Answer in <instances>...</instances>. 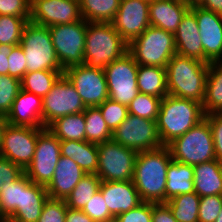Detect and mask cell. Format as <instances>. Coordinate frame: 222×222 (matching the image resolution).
Here are the masks:
<instances>
[{"instance_id": "1", "label": "cell", "mask_w": 222, "mask_h": 222, "mask_svg": "<svg viewBox=\"0 0 222 222\" xmlns=\"http://www.w3.org/2000/svg\"><path fill=\"white\" fill-rule=\"evenodd\" d=\"M171 161L167 146L138 152L132 182L142 202L166 203L167 169Z\"/></svg>"}, {"instance_id": "2", "label": "cell", "mask_w": 222, "mask_h": 222, "mask_svg": "<svg viewBox=\"0 0 222 222\" xmlns=\"http://www.w3.org/2000/svg\"><path fill=\"white\" fill-rule=\"evenodd\" d=\"M204 118L202 103L173 95L162 98L156 122L163 146L184 135Z\"/></svg>"}, {"instance_id": "3", "label": "cell", "mask_w": 222, "mask_h": 222, "mask_svg": "<svg viewBox=\"0 0 222 222\" xmlns=\"http://www.w3.org/2000/svg\"><path fill=\"white\" fill-rule=\"evenodd\" d=\"M208 63L175 54L166 65L168 95L203 103Z\"/></svg>"}, {"instance_id": "4", "label": "cell", "mask_w": 222, "mask_h": 222, "mask_svg": "<svg viewBox=\"0 0 222 222\" xmlns=\"http://www.w3.org/2000/svg\"><path fill=\"white\" fill-rule=\"evenodd\" d=\"M128 52V43L111 22H87L84 64L102 69Z\"/></svg>"}, {"instance_id": "5", "label": "cell", "mask_w": 222, "mask_h": 222, "mask_svg": "<svg viewBox=\"0 0 222 222\" xmlns=\"http://www.w3.org/2000/svg\"><path fill=\"white\" fill-rule=\"evenodd\" d=\"M167 147L172 160L187 165L193 166L216 159L213 134L206 118L174 139Z\"/></svg>"}, {"instance_id": "6", "label": "cell", "mask_w": 222, "mask_h": 222, "mask_svg": "<svg viewBox=\"0 0 222 222\" xmlns=\"http://www.w3.org/2000/svg\"><path fill=\"white\" fill-rule=\"evenodd\" d=\"M128 52L138 65L166 68L176 54L174 33L149 26L128 44Z\"/></svg>"}, {"instance_id": "7", "label": "cell", "mask_w": 222, "mask_h": 222, "mask_svg": "<svg viewBox=\"0 0 222 222\" xmlns=\"http://www.w3.org/2000/svg\"><path fill=\"white\" fill-rule=\"evenodd\" d=\"M20 45L26 59V73L39 70L64 71L57 58L49 28L28 22Z\"/></svg>"}, {"instance_id": "8", "label": "cell", "mask_w": 222, "mask_h": 222, "mask_svg": "<svg viewBox=\"0 0 222 222\" xmlns=\"http://www.w3.org/2000/svg\"><path fill=\"white\" fill-rule=\"evenodd\" d=\"M98 167L96 175L101 181L132 180L138 152L113 140L97 144Z\"/></svg>"}, {"instance_id": "9", "label": "cell", "mask_w": 222, "mask_h": 222, "mask_svg": "<svg viewBox=\"0 0 222 222\" xmlns=\"http://www.w3.org/2000/svg\"><path fill=\"white\" fill-rule=\"evenodd\" d=\"M48 28L61 67L65 70L70 66L84 64L87 22L82 19Z\"/></svg>"}, {"instance_id": "10", "label": "cell", "mask_w": 222, "mask_h": 222, "mask_svg": "<svg viewBox=\"0 0 222 222\" xmlns=\"http://www.w3.org/2000/svg\"><path fill=\"white\" fill-rule=\"evenodd\" d=\"M109 98L128 106L139 93L137 87L138 64L127 52L104 68Z\"/></svg>"}, {"instance_id": "11", "label": "cell", "mask_w": 222, "mask_h": 222, "mask_svg": "<svg viewBox=\"0 0 222 222\" xmlns=\"http://www.w3.org/2000/svg\"><path fill=\"white\" fill-rule=\"evenodd\" d=\"M112 140L137 152L163 147L157 122L132 114L114 130Z\"/></svg>"}, {"instance_id": "12", "label": "cell", "mask_w": 222, "mask_h": 222, "mask_svg": "<svg viewBox=\"0 0 222 222\" xmlns=\"http://www.w3.org/2000/svg\"><path fill=\"white\" fill-rule=\"evenodd\" d=\"M42 100V127H47L59 117L83 112L86 108L74 85L64 74Z\"/></svg>"}, {"instance_id": "13", "label": "cell", "mask_w": 222, "mask_h": 222, "mask_svg": "<svg viewBox=\"0 0 222 222\" xmlns=\"http://www.w3.org/2000/svg\"><path fill=\"white\" fill-rule=\"evenodd\" d=\"M60 156V140L46 127H38L35 153L24 172L31 181L46 187L53 177Z\"/></svg>"}, {"instance_id": "14", "label": "cell", "mask_w": 222, "mask_h": 222, "mask_svg": "<svg viewBox=\"0 0 222 222\" xmlns=\"http://www.w3.org/2000/svg\"><path fill=\"white\" fill-rule=\"evenodd\" d=\"M63 74L74 85L86 107L99 106L109 98L104 70L80 64L66 68Z\"/></svg>"}, {"instance_id": "15", "label": "cell", "mask_w": 222, "mask_h": 222, "mask_svg": "<svg viewBox=\"0 0 222 222\" xmlns=\"http://www.w3.org/2000/svg\"><path fill=\"white\" fill-rule=\"evenodd\" d=\"M38 139V128L7 124L3 132L0 156L23 171L31 164Z\"/></svg>"}, {"instance_id": "16", "label": "cell", "mask_w": 222, "mask_h": 222, "mask_svg": "<svg viewBox=\"0 0 222 222\" xmlns=\"http://www.w3.org/2000/svg\"><path fill=\"white\" fill-rule=\"evenodd\" d=\"M80 20L79 0H31L30 22L34 24L50 27Z\"/></svg>"}, {"instance_id": "17", "label": "cell", "mask_w": 222, "mask_h": 222, "mask_svg": "<svg viewBox=\"0 0 222 222\" xmlns=\"http://www.w3.org/2000/svg\"><path fill=\"white\" fill-rule=\"evenodd\" d=\"M111 24L129 44L149 26V2L145 0H121Z\"/></svg>"}, {"instance_id": "18", "label": "cell", "mask_w": 222, "mask_h": 222, "mask_svg": "<svg viewBox=\"0 0 222 222\" xmlns=\"http://www.w3.org/2000/svg\"><path fill=\"white\" fill-rule=\"evenodd\" d=\"M190 10L198 23L204 62L209 64L222 61V16L198 5H193Z\"/></svg>"}, {"instance_id": "19", "label": "cell", "mask_w": 222, "mask_h": 222, "mask_svg": "<svg viewBox=\"0 0 222 222\" xmlns=\"http://www.w3.org/2000/svg\"><path fill=\"white\" fill-rule=\"evenodd\" d=\"M99 190L106 201L110 214L114 218L142 203L132 180L120 182L101 181Z\"/></svg>"}, {"instance_id": "20", "label": "cell", "mask_w": 222, "mask_h": 222, "mask_svg": "<svg viewBox=\"0 0 222 222\" xmlns=\"http://www.w3.org/2000/svg\"><path fill=\"white\" fill-rule=\"evenodd\" d=\"M42 104L41 96L21 89L6 116L7 122L11 125L42 127Z\"/></svg>"}, {"instance_id": "21", "label": "cell", "mask_w": 222, "mask_h": 222, "mask_svg": "<svg viewBox=\"0 0 222 222\" xmlns=\"http://www.w3.org/2000/svg\"><path fill=\"white\" fill-rule=\"evenodd\" d=\"M86 173L70 158L60 156L50 183L46 186L49 198L66 200Z\"/></svg>"}, {"instance_id": "22", "label": "cell", "mask_w": 222, "mask_h": 222, "mask_svg": "<svg viewBox=\"0 0 222 222\" xmlns=\"http://www.w3.org/2000/svg\"><path fill=\"white\" fill-rule=\"evenodd\" d=\"M176 54L204 62V51L195 14L189 9L174 33Z\"/></svg>"}, {"instance_id": "23", "label": "cell", "mask_w": 222, "mask_h": 222, "mask_svg": "<svg viewBox=\"0 0 222 222\" xmlns=\"http://www.w3.org/2000/svg\"><path fill=\"white\" fill-rule=\"evenodd\" d=\"M189 9L188 5L173 0H152L149 2L150 26L175 33Z\"/></svg>"}, {"instance_id": "24", "label": "cell", "mask_w": 222, "mask_h": 222, "mask_svg": "<svg viewBox=\"0 0 222 222\" xmlns=\"http://www.w3.org/2000/svg\"><path fill=\"white\" fill-rule=\"evenodd\" d=\"M194 190L200 196L222 195V162L214 159L193 165Z\"/></svg>"}, {"instance_id": "25", "label": "cell", "mask_w": 222, "mask_h": 222, "mask_svg": "<svg viewBox=\"0 0 222 222\" xmlns=\"http://www.w3.org/2000/svg\"><path fill=\"white\" fill-rule=\"evenodd\" d=\"M48 198L46 187L31 181L22 191L21 206L11 216L22 222H37Z\"/></svg>"}, {"instance_id": "26", "label": "cell", "mask_w": 222, "mask_h": 222, "mask_svg": "<svg viewBox=\"0 0 222 222\" xmlns=\"http://www.w3.org/2000/svg\"><path fill=\"white\" fill-rule=\"evenodd\" d=\"M61 156L73 160L86 174H96L98 167L97 144L88 141H60Z\"/></svg>"}, {"instance_id": "27", "label": "cell", "mask_w": 222, "mask_h": 222, "mask_svg": "<svg viewBox=\"0 0 222 222\" xmlns=\"http://www.w3.org/2000/svg\"><path fill=\"white\" fill-rule=\"evenodd\" d=\"M191 192H195L193 166L172 160L167 169L166 202Z\"/></svg>"}, {"instance_id": "28", "label": "cell", "mask_w": 222, "mask_h": 222, "mask_svg": "<svg viewBox=\"0 0 222 222\" xmlns=\"http://www.w3.org/2000/svg\"><path fill=\"white\" fill-rule=\"evenodd\" d=\"M137 87L140 93L164 98L168 95L166 68L138 65Z\"/></svg>"}, {"instance_id": "29", "label": "cell", "mask_w": 222, "mask_h": 222, "mask_svg": "<svg viewBox=\"0 0 222 222\" xmlns=\"http://www.w3.org/2000/svg\"><path fill=\"white\" fill-rule=\"evenodd\" d=\"M202 107L205 115L222 113V61L208 64Z\"/></svg>"}, {"instance_id": "30", "label": "cell", "mask_w": 222, "mask_h": 222, "mask_svg": "<svg viewBox=\"0 0 222 222\" xmlns=\"http://www.w3.org/2000/svg\"><path fill=\"white\" fill-rule=\"evenodd\" d=\"M60 141L86 140L84 111L55 119L46 127Z\"/></svg>"}, {"instance_id": "31", "label": "cell", "mask_w": 222, "mask_h": 222, "mask_svg": "<svg viewBox=\"0 0 222 222\" xmlns=\"http://www.w3.org/2000/svg\"><path fill=\"white\" fill-rule=\"evenodd\" d=\"M121 0H79L82 19L86 22H111Z\"/></svg>"}, {"instance_id": "32", "label": "cell", "mask_w": 222, "mask_h": 222, "mask_svg": "<svg viewBox=\"0 0 222 222\" xmlns=\"http://www.w3.org/2000/svg\"><path fill=\"white\" fill-rule=\"evenodd\" d=\"M30 182L23 172L15 181L0 187V216H11L21 206L22 191Z\"/></svg>"}, {"instance_id": "33", "label": "cell", "mask_w": 222, "mask_h": 222, "mask_svg": "<svg viewBox=\"0 0 222 222\" xmlns=\"http://www.w3.org/2000/svg\"><path fill=\"white\" fill-rule=\"evenodd\" d=\"M63 73L54 70L27 72L21 79V89L43 98Z\"/></svg>"}, {"instance_id": "34", "label": "cell", "mask_w": 222, "mask_h": 222, "mask_svg": "<svg viewBox=\"0 0 222 222\" xmlns=\"http://www.w3.org/2000/svg\"><path fill=\"white\" fill-rule=\"evenodd\" d=\"M200 196L195 192L173 197L166 204L178 222H198Z\"/></svg>"}, {"instance_id": "35", "label": "cell", "mask_w": 222, "mask_h": 222, "mask_svg": "<svg viewBox=\"0 0 222 222\" xmlns=\"http://www.w3.org/2000/svg\"><path fill=\"white\" fill-rule=\"evenodd\" d=\"M86 141L100 144L112 140V132L107 127L98 106L86 107L84 111Z\"/></svg>"}, {"instance_id": "36", "label": "cell", "mask_w": 222, "mask_h": 222, "mask_svg": "<svg viewBox=\"0 0 222 222\" xmlns=\"http://www.w3.org/2000/svg\"><path fill=\"white\" fill-rule=\"evenodd\" d=\"M101 179L96 174H86L67 197L68 208L82 210L99 191Z\"/></svg>"}, {"instance_id": "37", "label": "cell", "mask_w": 222, "mask_h": 222, "mask_svg": "<svg viewBox=\"0 0 222 222\" xmlns=\"http://www.w3.org/2000/svg\"><path fill=\"white\" fill-rule=\"evenodd\" d=\"M161 100L162 98L139 92L127 106L128 112L129 114L137 115L141 118L156 121L160 110Z\"/></svg>"}, {"instance_id": "38", "label": "cell", "mask_w": 222, "mask_h": 222, "mask_svg": "<svg viewBox=\"0 0 222 222\" xmlns=\"http://www.w3.org/2000/svg\"><path fill=\"white\" fill-rule=\"evenodd\" d=\"M27 23L23 17L0 15V44L19 45Z\"/></svg>"}, {"instance_id": "39", "label": "cell", "mask_w": 222, "mask_h": 222, "mask_svg": "<svg viewBox=\"0 0 222 222\" xmlns=\"http://www.w3.org/2000/svg\"><path fill=\"white\" fill-rule=\"evenodd\" d=\"M20 90V79L9 74L0 75V115L7 116Z\"/></svg>"}, {"instance_id": "40", "label": "cell", "mask_w": 222, "mask_h": 222, "mask_svg": "<svg viewBox=\"0 0 222 222\" xmlns=\"http://www.w3.org/2000/svg\"><path fill=\"white\" fill-rule=\"evenodd\" d=\"M99 109L104 118L107 127L113 133L114 130L127 118L128 107L110 98L100 104Z\"/></svg>"}, {"instance_id": "41", "label": "cell", "mask_w": 222, "mask_h": 222, "mask_svg": "<svg viewBox=\"0 0 222 222\" xmlns=\"http://www.w3.org/2000/svg\"><path fill=\"white\" fill-rule=\"evenodd\" d=\"M222 209V195L200 197L198 222H215Z\"/></svg>"}, {"instance_id": "42", "label": "cell", "mask_w": 222, "mask_h": 222, "mask_svg": "<svg viewBox=\"0 0 222 222\" xmlns=\"http://www.w3.org/2000/svg\"><path fill=\"white\" fill-rule=\"evenodd\" d=\"M82 211L95 222H105L114 218L110 214L100 190L93 195Z\"/></svg>"}, {"instance_id": "43", "label": "cell", "mask_w": 222, "mask_h": 222, "mask_svg": "<svg viewBox=\"0 0 222 222\" xmlns=\"http://www.w3.org/2000/svg\"><path fill=\"white\" fill-rule=\"evenodd\" d=\"M66 211L65 200L48 198L37 222H65Z\"/></svg>"}, {"instance_id": "44", "label": "cell", "mask_w": 222, "mask_h": 222, "mask_svg": "<svg viewBox=\"0 0 222 222\" xmlns=\"http://www.w3.org/2000/svg\"><path fill=\"white\" fill-rule=\"evenodd\" d=\"M0 15L23 17L29 22L31 0H0Z\"/></svg>"}, {"instance_id": "45", "label": "cell", "mask_w": 222, "mask_h": 222, "mask_svg": "<svg viewBox=\"0 0 222 222\" xmlns=\"http://www.w3.org/2000/svg\"><path fill=\"white\" fill-rule=\"evenodd\" d=\"M153 203L142 202L116 217L119 222H152Z\"/></svg>"}, {"instance_id": "46", "label": "cell", "mask_w": 222, "mask_h": 222, "mask_svg": "<svg viewBox=\"0 0 222 222\" xmlns=\"http://www.w3.org/2000/svg\"><path fill=\"white\" fill-rule=\"evenodd\" d=\"M21 45L13 47L12 52L8 55V74L10 76L22 79L26 74V59Z\"/></svg>"}, {"instance_id": "47", "label": "cell", "mask_w": 222, "mask_h": 222, "mask_svg": "<svg viewBox=\"0 0 222 222\" xmlns=\"http://www.w3.org/2000/svg\"><path fill=\"white\" fill-rule=\"evenodd\" d=\"M213 134L216 159L222 162V113L205 115Z\"/></svg>"}, {"instance_id": "48", "label": "cell", "mask_w": 222, "mask_h": 222, "mask_svg": "<svg viewBox=\"0 0 222 222\" xmlns=\"http://www.w3.org/2000/svg\"><path fill=\"white\" fill-rule=\"evenodd\" d=\"M23 172L24 171L18 165L0 156V187L4 183L15 181Z\"/></svg>"}, {"instance_id": "49", "label": "cell", "mask_w": 222, "mask_h": 222, "mask_svg": "<svg viewBox=\"0 0 222 222\" xmlns=\"http://www.w3.org/2000/svg\"><path fill=\"white\" fill-rule=\"evenodd\" d=\"M152 222H178L166 203H153Z\"/></svg>"}, {"instance_id": "50", "label": "cell", "mask_w": 222, "mask_h": 222, "mask_svg": "<svg viewBox=\"0 0 222 222\" xmlns=\"http://www.w3.org/2000/svg\"><path fill=\"white\" fill-rule=\"evenodd\" d=\"M16 45L0 44V75H8V55Z\"/></svg>"}, {"instance_id": "51", "label": "cell", "mask_w": 222, "mask_h": 222, "mask_svg": "<svg viewBox=\"0 0 222 222\" xmlns=\"http://www.w3.org/2000/svg\"><path fill=\"white\" fill-rule=\"evenodd\" d=\"M65 222H95L82 210L67 207Z\"/></svg>"}, {"instance_id": "52", "label": "cell", "mask_w": 222, "mask_h": 222, "mask_svg": "<svg viewBox=\"0 0 222 222\" xmlns=\"http://www.w3.org/2000/svg\"><path fill=\"white\" fill-rule=\"evenodd\" d=\"M198 6L222 16V0H202Z\"/></svg>"}, {"instance_id": "53", "label": "cell", "mask_w": 222, "mask_h": 222, "mask_svg": "<svg viewBox=\"0 0 222 222\" xmlns=\"http://www.w3.org/2000/svg\"><path fill=\"white\" fill-rule=\"evenodd\" d=\"M7 124L8 122H7L6 116L0 115V148L2 145L3 132Z\"/></svg>"}, {"instance_id": "54", "label": "cell", "mask_w": 222, "mask_h": 222, "mask_svg": "<svg viewBox=\"0 0 222 222\" xmlns=\"http://www.w3.org/2000/svg\"><path fill=\"white\" fill-rule=\"evenodd\" d=\"M0 222H22L12 216H0Z\"/></svg>"}, {"instance_id": "55", "label": "cell", "mask_w": 222, "mask_h": 222, "mask_svg": "<svg viewBox=\"0 0 222 222\" xmlns=\"http://www.w3.org/2000/svg\"><path fill=\"white\" fill-rule=\"evenodd\" d=\"M202 0H189V7L193 5H198Z\"/></svg>"}, {"instance_id": "56", "label": "cell", "mask_w": 222, "mask_h": 222, "mask_svg": "<svg viewBox=\"0 0 222 222\" xmlns=\"http://www.w3.org/2000/svg\"><path fill=\"white\" fill-rule=\"evenodd\" d=\"M215 222H222V209H221L217 219L215 220Z\"/></svg>"}, {"instance_id": "57", "label": "cell", "mask_w": 222, "mask_h": 222, "mask_svg": "<svg viewBox=\"0 0 222 222\" xmlns=\"http://www.w3.org/2000/svg\"><path fill=\"white\" fill-rule=\"evenodd\" d=\"M173 1L180 2L189 6V0H173Z\"/></svg>"}, {"instance_id": "58", "label": "cell", "mask_w": 222, "mask_h": 222, "mask_svg": "<svg viewBox=\"0 0 222 222\" xmlns=\"http://www.w3.org/2000/svg\"><path fill=\"white\" fill-rule=\"evenodd\" d=\"M105 222H119L116 218H112L110 220H106Z\"/></svg>"}]
</instances>
